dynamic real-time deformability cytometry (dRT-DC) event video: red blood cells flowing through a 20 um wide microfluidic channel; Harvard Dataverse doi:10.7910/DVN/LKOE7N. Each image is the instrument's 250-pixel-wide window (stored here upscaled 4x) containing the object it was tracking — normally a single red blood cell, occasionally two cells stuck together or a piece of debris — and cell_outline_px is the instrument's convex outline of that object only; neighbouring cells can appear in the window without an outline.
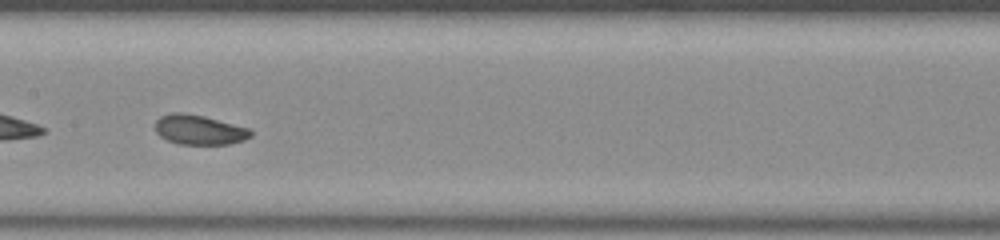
{"species": "common noctule bat (a hibernating species)", "species_latin": "Nyctalus noctula", "temperature_condition": "room temperature", "stored_images_in_passage": 39, "camera_frame_rate_fps": 3000, "um_per_image_px": 0.085, "animal": {"sex": "male", "body_mass_g": 20.0, "forearm_length_mm": 53.3}, "frame": {"image": 1, "passage_image": 12, "time_ms": 3.667, "image_size_px": [1000, 240], "cell_outline_px": [[252, 136], [244, 140], [228, 144], [180, 144], [168, 140], [160, 136], [156, 132], [156, 120], [160, 116], [172, 112], [184, 112], [204, 116], [248, 128], [252, 132]], "centroid_in_image_um": [16.92, 11.02], "position_along_channel_um": 190.5, "area_um2": 16.47}}
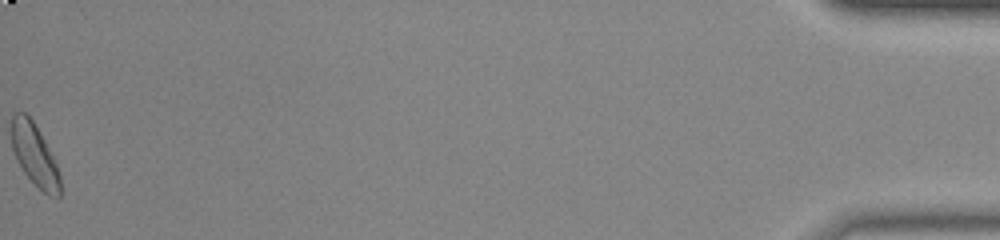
{"frame": {"image": 2, "passage_image": 39, "time_ms": 12.667, "image_size_px": [1000, 240], "cell_outline_px": [[60, 196], [48, 196], [24, 172], [12, 148], [12, 116], [16, 112], [24, 112], [32, 120], [44, 140], [56, 164], [60, 176]], "centroid_in_image_um": [2.94, 13.16], "position_along_channel_um": 432.3, "area_um2": 16.94}, "authors_computed_cell_mechanics": {"area_um2": 16.7042, "velocity_mm_per_s": 3.8193, "shape_relaxation_time_tau1_ms": 3.2356, "shape_relaxation_time_tau2_ms": null, "deformation_change_tau1": 0.1075, "deformation_change_tau2": null}}